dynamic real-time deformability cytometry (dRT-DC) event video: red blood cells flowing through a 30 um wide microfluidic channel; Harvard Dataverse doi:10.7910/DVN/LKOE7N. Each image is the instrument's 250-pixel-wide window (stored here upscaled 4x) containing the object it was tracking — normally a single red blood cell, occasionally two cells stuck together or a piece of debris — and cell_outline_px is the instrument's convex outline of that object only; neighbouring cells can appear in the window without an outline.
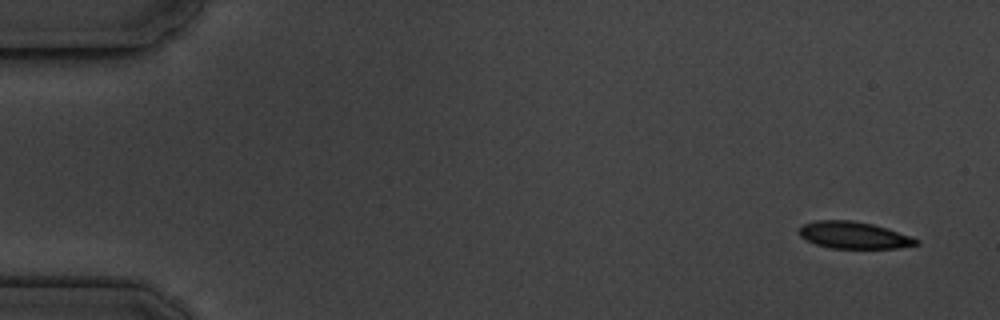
{"species": "common noctule bat (a hibernating species)", "species_latin": "Nyctalus noctula", "temperature_condition": "cold", "stored_images_in_passage": 4, "camera_frame_rate_fps": 3000, "um_per_image_px": 0.085, "animal": {"sex": "male", "body_mass_g": 19.5, "forearm_length_mm": 54.6}, "frame": {"image": 1, "passage_image": 1, "time_ms": 0.0, "image_size_px": [1000, 320], "cell_outline_px": [[920, 244], [896, 248], [832, 248], [816, 244], [800, 236], [796, 232], [804, 224], [816, 220], [852, 220], [872, 224], [888, 228], [920, 240]], "centroid_in_image_um": [72.57, 19.98], "position_along_channel_um": 12.4, "area_um2": 18.32}}
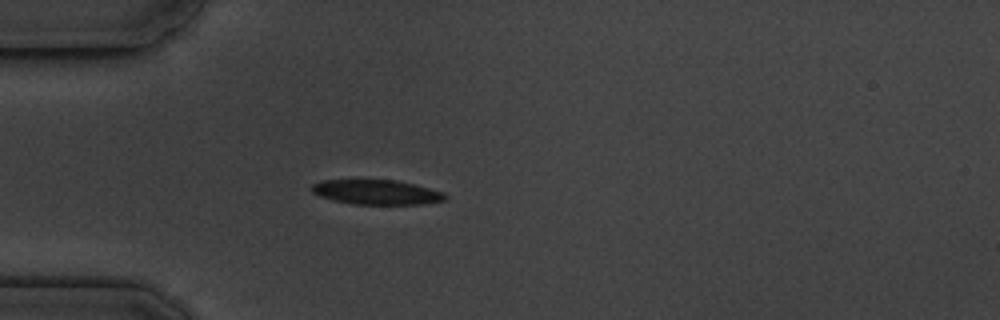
{"frame": {"image": 2, "passage_image": 4, "time_ms": 4.333, "image_size_px": [1000, 320], "cell_outline_px": [[448, 196], [444, 200], [424, 204], [352, 204], [332, 200], [320, 196], [312, 192], [312, 184], [324, 180], [396, 180], [416, 184], [444, 192]], "centroid_in_image_um": [32.04, 16.33], "position_along_channel_um": 53.0, "area_um2": 19.25}}